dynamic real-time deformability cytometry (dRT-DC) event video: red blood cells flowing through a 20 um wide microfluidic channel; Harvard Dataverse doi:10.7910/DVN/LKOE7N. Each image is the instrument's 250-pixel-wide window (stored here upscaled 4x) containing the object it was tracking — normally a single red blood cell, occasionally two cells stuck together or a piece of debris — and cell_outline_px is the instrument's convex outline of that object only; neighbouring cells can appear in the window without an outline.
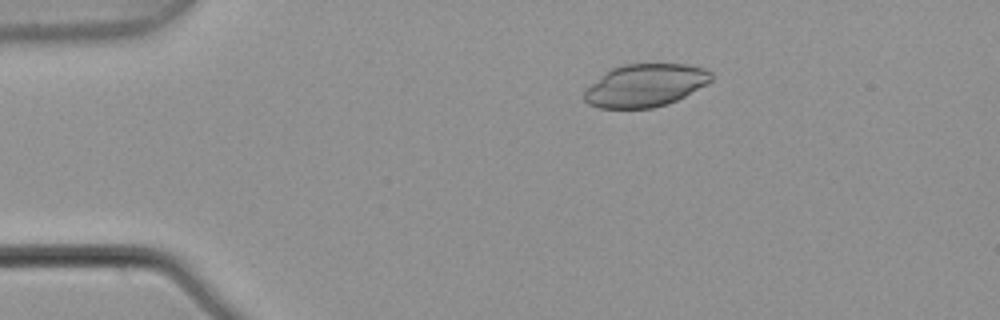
{"species": "common noctule bat (a hibernating species)", "species_latin": "Nyctalus noctula", "temperature_condition": "warm", "stored_images_in_passage": 5, "camera_frame_rate_fps": 3000, "um_per_image_px": 0.085, "animal": {"sex": "male", "body_mass_g": 21.5, "forearm_length_mm": 52.0}, "frame": {"image": 1, "passage_image": 3, "time_ms": 0.667, "image_size_px": [1000, 320], "cell_outline_px": [[712, 80], [684, 96], [668, 104], [652, 108], [600, 108], [588, 104], [584, 100], [584, 92], [604, 72], [612, 68], [624, 64], [688, 64], [704, 68], [712, 72]], "centroid_in_image_um": [54.84, 7.25], "position_along_channel_um": 30.2, "area_um2": 31.44}}